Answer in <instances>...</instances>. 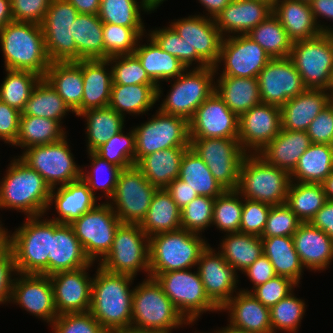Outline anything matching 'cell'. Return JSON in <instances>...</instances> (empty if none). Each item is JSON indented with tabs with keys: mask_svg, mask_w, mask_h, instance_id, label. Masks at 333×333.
Instances as JSON below:
<instances>
[{
	"mask_svg": "<svg viewBox=\"0 0 333 333\" xmlns=\"http://www.w3.org/2000/svg\"><path fill=\"white\" fill-rule=\"evenodd\" d=\"M96 271L89 312L109 333L131 327L134 288H129L135 277L110 273L99 265Z\"/></svg>",
	"mask_w": 333,
	"mask_h": 333,
	"instance_id": "1",
	"label": "cell"
},
{
	"mask_svg": "<svg viewBox=\"0 0 333 333\" xmlns=\"http://www.w3.org/2000/svg\"><path fill=\"white\" fill-rule=\"evenodd\" d=\"M8 166L0 181V209L18 210L27 217L45 215L51 187L20 158L15 157Z\"/></svg>",
	"mask_w": 333,
	"mask_h": 333,
	"instance_id": "2",
	"label": "cell"
},
{
	"mask_svg": "<svg viewBox=\"0 0 333 333\" xmlns=\"http://www.w3.org/2000/svg\"><path fill=\"white\" fill-rule=\"evenodd\" d=\"M4 66L9 70L31 71L44 78L50 60L45 49L42 26L12 21L0 30Z\"/></svg>",
	"mask_w": 333,
	"mask_h": 333,
	"instance_id": "3",
	"label": "cell"
},
{
	"mask_svg": "<svg viewBox=\"0 0 333 333\" xmlns=\"http://www.w3.org/2000/svg\"><path fill=\"white\" fill-rule=\"evenodd\" d=\"M208 245L200 234L182 228L149 237V277L196 267Z\"/></svg>",
	"mask_w": 333,
	"mask_h": 333,
	"instance_id": "4",
	"label": "cell"
},
{
	"mask_svg": "<svg viewBox=\"0 0 333 333\" xmlns=\"http://www.w3.org/2000/svg\"><path fill=\"white\" fill-rule=\"evenodd\" d=\"M146 277L133 291L131 327L152 333H171L172 329L188 325L157 280Z\"/></svg>",
	"mask_w": 333,
	"mask_h": 333,
	"instance_id": "5",
	"label": "cell"
},
{
	"mask_svg": "<svg viewBox=\"0 0 333 333\" xmlns=\"http://www.w3.org/2000/svg\"><path fill=\"white\" fill-rule=\"evenodd\" d=\"M290 183V174L285 170L268 164L258 154H246L236 190L245 199L275 206L285 203Z\"/></svg>",
	"mask_w": 333,
	"mask_h": 333,
	"instance_id": "6",
	"label": "cell"
},
{
	"mask_svg": "<svg viewBox=\"0 0 333 333\" xmlns=\"http://www.w3.org/2000/svg\"><path fill=\"white\" fill-rule=\"evenodd\" d=\"M9 247L17 273L48 275L51 220L42 219V215L27 217L21 227L16 228L12 235L9 234Z\"/></svg>",
	"mask_w": 333,
	"mask_h": 333,
	"instance_id": "7",
	"label": "cell"
},
{
	"mask_svg": "<svg viewBox=\"0 0 333 333\" xmlns=\"http://www.w3.org/2000/svg\"><path fill=\"white\" fill-rule=\"evenodd\" d=\"M188 70L173 79L174 84L159 110L189 122L197 108L214 93L216 70L212 66Z\"/></svg>",
	"mask_w": 333,
	"mask_h": 333,
	"instance_id": "8",
	"label": "cell"
},
{
	"mask_svg": "<svg viewBox=\"0 0 333 333\" xmlns=\"http://www.w3.org/2000/svg\"><path fill=\"white\" fill-rule=\"evenodd\" d=\"M289 58L307 89L329 90L333 70V34L292 43Z\"/></svg>",
	"mask_w": 333,
	"mask_h": 333,
	"instance_id": "9",
	"label": "cell"
},
{
	"mask_svg": "<svg viewBox=\"0 0 333 333\" xmlns=\"http://www.w3.org/2000/svg\"><path fill=\"white\" fill-rule=\"evenodd\" d=\"M155 279L189 325L195 323L201 313L220 311L206 295L198 270L169 271L158 274Z\"/></svg>",
	"mask_w": 333,
	"mask_h": 333,
	"instance_id": "10",
	"label": "cell"
},
{
	"mask_svg": "<svg viewBox=\"0 0 333 333\" xmlns=\"http://www.w3.org/2000/svg\"><path fill=\"white\" fill-rule=\"evenodd\" d=\"M107 272L135 277L144 270L149 277V237L139 224H121L112 248L98 263Z\"/></svg>",
	"mask_w": 333,
	"mask_h": 333,
	"instance_id": "11",
	"label": "cell"
},
{
	"mask_svg": "<svg viewBox=\"0 0 333 333\" xmlns=\"http://www.w3.org/2000/svg\"><path fill=\"white\" fill-rule=\"evenodd\" d=\"M21 155L18 157L36 170L51 189L81 178L82 169L74 162L67 135L60 141L25 149Z\"/></svg>",
	"mask_w": 333,
	"mask_h": 333,
	"instance_id": "12",
	"label": "cell"
},
{
	"mask_svg": "<svg viewBox=\"0 0 333 333\" xmlns=\"http://www.w3.org/2000/svg\"><path fill=\"white\" fill-rule=\"evenodd\" d=\"M133 128L135 164L144 156L171 147H190L189 122L182 117L161 112Z\"/></svg>",
	"mask_w": 333,
	"mask_h": 333,
	"instance_id": "13",
	"label": "cell"
},
{
	"mask_svg": "<svg viewBox=\"0 0 333 333\" xmlns=\"http://www.w3.org/2000/svg\"><path fill=\"white\" fill-rule=\"evenodd\" d=\"M122 224L109 201L75 219L70 225L92 263L101 262L112 248L114 236ZM98 259V260H97Z\"/></svg>",
	"mask_w": 333,
	"mask_h": 333,
	"instance_id": "14",
	"label": "cell"
},
{
	"mask_svg": "<svg viewBox=\"0 0 333 333\" xmlns=\"http://www.w3.org/2000/svg\"><path fill=\"white\" fill-rule=\"evenodd\" d=\"M157 189L134 165L120 171L109 204L123 224H140Z\"/></svg>",
	"mask_w": 333,
	"mask_h": 333,
	"instance_id": "15",
	"label": "cell"
},
{
	"mask_svg": "<svg viewBox=\"0 0 333 333\" xmlns=\"http://www.w3.org/2000/svg\"><path fill=\"white\" fill-rule=\"evenodd\" d=\"M190 147L226 190L237 189L240 165L247 154L238 139L190 138Z\"/></svg>",
	"mask_w": 333,
	"mask_h": 333,
	"instance_id": "16",
	"label": "cell"
},
{
	"mask_svg": "<svg viewBox=\"0 0 333 333\" xmlns=\"http://www.w3.org/2000/svg\"><path fill=\"white\" fill-rule=\"evenodd\" d=\"M170 26L185 39L188 45L189 68L195 62L194 68L215 67L219 55L223 36L215 25L213 18L208 16L191 15L183 19L174 20Z\"/></svg>",
	"mask_w": 333,
	"mask_h": 333,
	"instance_id": "17",
	"label": "cell"
},
{
	"mask_svg": "<svg viewBox=\"0 0 333 333\" xmlns=\"http://www.w3.org/2000/svg\"><path fill=\"white\" fill-rule=\"evenodd\" d=\"M67 0H51L41 23L45 49L50 62H76V44L72 37V23L78 15Z\"/></svg>",
	"mask_w": 333,
	"mask_h": 333,
	"instance_id": "18",
	"label": "cell"
},
{
	"mask_svg": "<svg viewBox=\"0 0 333 333\" xmlns=\"http://www.w3.org/2000/svg\"><path fill=\"white\" fill-rule=\"evenodd\" d=\"M272 58L255 41L246 35H230L223 38L216 66L224 63L220 76L257 78L260 71Z\"/></svg>",
	"mask_w": 333,
	"mask_h": 333,
	"instance_id": "19",
	"label": "cell"
},
{
	"mask_svg": "<svg viewBox=\"0 0 333 333\" xmlns=\"http://www.w3.org/2000/svg\"><path fill=\"white\" fill-rule=\"evenodd\" d=\"M257 79L261 102L280 108L307 89L289 57L271 59Z\"/></svg>",
	"mask_w": 333,
	"mask_h": 333,
	"instance_id": "20",
	"label": "cell"
},
{
	"mask_svg": "<svg viewBox=\"0 0 333 333\" xmlns=\"http://www.w3.org/2000/svg\"><path fill=\"white\" fill-rule=\"evenodd\" d=\"M281 129V108L261 102L239 116L238 140L247 154H258Z\"/></svg>",
	"mask_w": 333,
	"mask_h": 333,
	"instance_id": "21",
	"label": "cell"
},
{
	"mask_svg": "<svg viewBox=\"0 0 333 333\" xmlns=\"http://www.w3.org/2000/svg\"><path fill=\"white\" fill-rule=\"evenodd\" d=\"M238 125L239 117L214 91L189 121V137L238 139Z\"/></svg>",
	"mask_w": 333,
	"mask_h": 333,
	"instance_id": "22",
	"label": "cell"
},
{
	"mask_svg": "<svg viewBox=\"0 0 333 333\" xmlns=\"http://www.w3.org/2000/svg\"><path fill=\"white\" fill-rule=\"evenodd\" d=\"M19 275V276H18ZM12 284L10 302L21 306L48 324L57 318L53 286L48 275L16 273ZM21 276V277H20Z\"/></svg>",
	"mask_w": 333,
	"mask_h": 333,
	"instance_id": "23",
	"label": "cell"
},
{
	"mask_svg": "<svg viewBox=\"0 0 333 333\" xmlns=\"http://www.w3.org/2000/svg\"><path fill=\"white\" fill-rule=\"evenodd\" d=\"M91 266L60 271L49 276L58 315L89 312L93 278L87 275V271Z\"/></svg>",
	"mask_w": 333,
	"mask_h": 333,
	"instance_id": "24",
	"label": "cell"
},
{
	"mask_svg": "<svg viewBox=\"0 0 333 333\" xmlns=\"http://www.w3.org/2000/svg\"><path fill=\"white\" fill-rule=\"evenodd\" d=\"M210 245L202 252L197 263L204 290L209 299L221 309L233 296L239 282L237 272L222 254Z\"/></svg>",
	"mask_w": 333,
	"mask_h": 333,
	"instance_id": "25",
	"label": "cell"
},
{
	"mask_svg": "<svg viewBox=\"0 0 333 333\" xmlns=\"http://www.w3.org/2000/svg\"><path fill=\"white\" fill-rule=\"evenodd\" d=\"M70 224L51 220V253L48 254V276L60 271H73L93 265Z\"/></svg>",
	"mask_w": 333,
	"mask_h": 333,
	"instance_id": "26",
	"label": "cell"
},
{
	"mask_svg": "<svg viewBox=\"0 0 333 333\" xmlns=\"http://www.w3.org/2000/svg\"><path fill=\"white\" fill-rule=\"evenodd\" d=\"M272 12L273 6L266 0H232L214 21L223 38L246 35Z\"/></svg>",
	"mask_w": 333,
	"mask_h": 333,
	"instance_id": "27",
	"label": "cell"
},
{
	"mask_svg": "<svg viewBox=\"0 0 333 333\" xmlns=\"http://www.w3.org/2000/svg\"><path fill=\"white\" fill-rule=\"evenodd\" d=\"M303 267L324 271L333 259V239L310 222L301 223L292 236Z\"/></svg>",
	"mask_w": 333,
	"mask_h": 333,
	"instance_id": "28",
	"label": "cell"
},
{
	"mask_svg": "<svg viewBox=\"0 0 333 333\" xmlns=\"http://www.w3.org/2000/svg\"><path fill=\"white\" fill-rule=\"evenodd\" d=\"M55 189H57L55 191ZM97 198L89 186L82 178L70 182L64 186H57L51 190L50 200L47 210L51 208L53 202L58 217L50 220L61 224H71L75 219L79 218L84 213L94 209L98 204Z\"/></svg>",
	"mask_w": 333,
	"mask_h": 333,
	"instance_id": "29",
	"label": "cell"
},
{
	"mask_svg": "<svg viewBox=\"0 0 333 333\" xmlns=\"http://www.w3.org/2000/svg\"><path fill=\"white\" fill-rule=\"evenodd\" d=\"M230 314V325L251 333H272L270 308L263 305L251 292L239 290L220 309Z\"/></svg>",
	"mask_w": 333,
	"mask_h": 333,
	"instance_id": "30",
	"label": "cell"
},
{
	"mask_svg": "<svg viewBox=\"0 0 333 333\" xmlns=\"http://www.w3.org/2000/svg\"><path fill=\"white\" fill-rule=\"evenodd\" d=\"M75 63L82 69L83 76L81 113L108 106L113 84L112 70L108 68L109 60H80Z\"/></svg>",
	"mask_w": 333,
	"mask_h": 333,
	"instance_id": "31",
	"label": "cell"
},
{
	"mask_svg": "<svg viewBox=\"0 0 333 333\" xmlns=\"http://www.w3.org/2000/svg\"><path fill=\"white\" fill-rule=\"evenodd\" d=\"M329 104L328 90L306 89L281 107L282 129L307 131L310 123Z\"/></svg>",
	"mask_w": 333,
	"mask_h": 333,
	"instance_id": "32",
	"label": "cell"
},
{
	"mask_svg": "<svg viewBox=\"0 0 333 333\" xmlns=\"http://www.w3.org/2000/svg\"><path fill=\"white\" fill-rule=\"evenodd\" d=\"M311 145L306 131L281 129L279 134L259 153L268 164L276 166L291 174L300 157Z\"/></svg>",
	"mask_w": 333,
	"mask_h": 333,
	"instance_id": "33",
	"label": "cell"
},
{
	"mask_svg": "<svg viewBox=\"0 0 333 333\" xmlns=\"http://www.w3.org/2000/svg\"><path fill=\"white\" fill-rule=\"evenodd\" d=\"M147 38V42L150 43L141 45L139 40L133 54L139 59L148 76L158 85L157 100H159L161 94L163 95L160 81L170 82L187 68L175 56L162 50L151 37Z\"/></svg>",
	"mask_w": 333,
	"mask_h": 333,
	"instance_id": "34",
	"label": "cell"
},
{
	"mask_svg": "<svg viewBox=\"0 0 333 333\" xmlns=\"http://www.w3.org/2000/svg\"><path fill=\"white\" fill-rule=\"evenodd\" d=\"M285 28L292 42L320 35L309 3L299 0H281L273 5L272 12Z\"/></svg>",
	"mask_w": 333,
	"mask_h": 333,
	"instance_id": "35",
	"label": "cell"
},
{
	"mask_svg": "<svg viewBox=\"0 0 333 333\" xmlns=\"http://www.w3.org/2000/svg\"><path fill=\"white\" fill-rule=\"evenodd\" d=\"M44 79L53 87L76 116L81 114L82 69L75 62H52Z\"/></svg>",
	"mask_w": 333,
	"mask_h": 333,
	"instance_id": "36",
	"label": "cell"
},
{
	"mask_svg": "<svg viewBox=\"0 0 333 333\" xmlns=\"http://www.w3.org/2000/svg\"><path fill=\"white\" fill-rule=\"evenodd\" d=\"M189 147H171L142 157L135 166L158 189L166 188L179 177L180 164Z\"/></svg>",
	"mask_w": 333,
	"mask_h": 333,
	"instance_id": "37",
	"label": "cell"
},
{
	"mask_svg": "<svg viewBox=\"0 0 333 333\" xmlns=\"http://www.w3.org/2000/svg\"><path fill=\"white\" fill-rule=\"evenodd\" d=\"M216 93L238 117L261 103L257 78L218 76Z\"/></svg>",
	"mask_w": 333,
	"mask_h": 333,
	"instance_id": "38",
	"label": "cell"
},
{
	"mask_svg": "<svg viewBox=\"0 0 333 333\" xmlns=\"http://www.w3.org/2000/svg\"><path fill=\"white\" fill-rule=\"evenodd\" d=\"M76 61L104 59L103 22L95 14L79 13L72 23Z\"/></svg>",
	"mask_w": 333,
	"mask_h": 333,
	"instance_id": "39",
	"label": "cell"
},
{
	"mask_svg": "<svg viewBox=\"0 0 333 333\" xmlns=\"http://www.w3.org/2000/svg\"><path fill=\"white\" fill-rule=\"evenodd\" d=\"M157 84H112L109 107L121 116L145 114L157 100Z\"/></svg>",
	"mask_w": 333,
	"mask_h": 333,
	"instance_id": "40",
	"label": "cell"
},
{
	"mask_svg": "<svg viewBox=\"0 0 333 333\" xmlns=\"http://www.w3.org/2000/svg\"><path fill=\"white\" fill-rule=\"evenodd\" d=\"M166 188L157 189L145 218L139 224L148 237L181 228V212Z\"/></svg>",
	"mask_w": 333,
	"mask_h": 333,
	"instance_id": "41",
	"label": "cell"
},
{
	"mask_svg": "<svg viewBox=\"0 0 333 333\" xmlns=\"http://www.w3.org/2000/svg\"><path fill=\"white\" fill-rule=\"evenodd\" d=\"M332 172L333 145L311 143L290 178L295 182L322 184Z\"/></svg>",
	"mask_w": 333,
	"mask_h": 333,
	"instance_id": "42",
	"label": "cell"
},
{
	"mask_svg": "<svg viewBox=\"0 0 333 333\" xmlns=\"http://www.w3.org/2000/svg\"><path fill=\"white\" fill-rule=\"evenodd\" d=\"M263 254L273 265L275 274L292 279L297 284L303 273V266L300 262L294 241L289 236L261 237Z\"/></svg>",
	"mask_w": 333,
	"mask_h": 333,
	"instance_id": "43",
	"label": "cell"
},
{
	"mask_svg": "<svg viewBox=\"0 0 333 333\" xmlns=\"http://www.w3.org/2000/svg\"><path fill=\"white\" fill-rule=\"evenodd\" d=\"M78 116L86 117L87 152H95L125 127V117L109 106L88 109Z\"/></svg>",
	"mask_w": 333,
	"mask_h": 333,
	"instance_id": "44",
	"label": "cell"
},
{
	"mask_svg": "<svg viewBox=\"0 0 333 333\" xmlns=\"http://www.w3.org/2000/svg\"><path fill=\"white\" fill-rule=\"evenodd\" d=\"M220 243L219 252L226 262L235 270L243 273L256 259L263 254L260 236L241 232L225 234Z\"/></svg>",
	"mask_w": 333,
	"mask_h": 333,
	"instance_id": "45",
	"label": "cell"
},
{
	"mask_svg": "<svg viewBox=\"0 0 333 333\" xmlns=\"http://www.w3.org/2000/svg\"><path fill=\"white\" fill-rule=\"evenodd\" d=\"M178 178L188 183V186L201 196L216 198L226 190L191 147L182 157Z\"/></svg>",
	"mask_w": 333,
	"mask_h": 333,
	"instance_id": "46",
	"label": "cell"
},
{
	"mask_svg": "<svg viewBox=\"0 0 333 333\" xmlns=\"http://www.w3.org/2000/svg\"><path fill=\"white\" fill-rule=\"evenodd\" d=\"M65 136L64 128L56 120L21 115L17 139L13 146H19L25 150L33 146L60 141Z\"/></svg>",
	"mask_w": 333,
	"mask_h": 333,
	"instance_id": "47",
	"label": "cell"
},
{
	"mask_svg": "<svg viewBox=\"0 0 333 333\" xmlns=\"http://www.w3.org/2000/svg\"><path fill=\"white\" fill-rule=\"evenodd\" d=\"M68 112L74 113L53 87L42 78L34 87L21 115L52 119L62 125L61 120Z\"/></svg>",
	"mask_w": 333,
	"mask_h": 333,
	"instance_id": "48",
	"label": "cell"
},
{
	"mask_svg": "<svg viewBox=\"0 0 333 333\" xmlns=\"http://www.w3.org/2000/svg\"><path fill=\"white\" fill-rule=\"evenodd\" d=\"M326 201L322 184L291 181L285 204L305 223L314 218Z\"/></svg>",
	"mask_w": 333,
	"mask_h": 333,
	"instance_id": "49",
	"label": "cell"
},
{
	"mask_svg": "<svg viewBox=\"0 0 333 333\" xmlns=\"http://www.w3.org/2000/svg\"><path fill=\"white\" fill-rule=\"evenodd\" d=\"M273 58L289 57L292 41L278 18L272 13L247 34Z\"/></svg>",
	"mask_w": 333,
	"mask_h": 333,
	"instance_id": "50",
	"label": "cell"
},
{
	"mask_svg": "<svg viewBox=\"0 0 333 333\" xmlns=\"http://www.w3.org/2000/svg\"><path fill=\"white\" fill-rule=\"evenodd\" d=\"M5 71L7 75L0 86V100L22 112L34 87L42 77L31 71L9 69Z\"/></svg>",
	"mask_w": 333,
	"mask_h": 333,
	"instance_id": "51",
	"label": "cell"
},
{
	"mask_svg": "<svg viewBox=\"0 0 333 333\" xmlns=\"http://www.w3.org/2000/svg\"><path fill=\"white\" fill-rule=\"evenodd\" d=\"M144 27H126L103 23L104 59L112 56L133 54L139 40L144 36Z\"/></svg>",
	"mask_w": 333,
	"mask_h": 333,
	"instance_id": "52",
	"label": "cell"
},
{
	"mask_svg": "<svg viewBox=\"0 0 333 333\" xmlns=\"http://www.w3.org/2000/svg\"><path fill=\"white\" fill-rule=\"evenodd\" d=\"M242 210L243 197L240 193L237 190H225L214 200L212 225L226 234L239 232Z\"/></svg>",
	"mask_w": 333,
	"mask_h": 333,
	"instance_id": "53",
	"label": "cell"
},
{
	"mask_svg": "<svg viewBox=\"0 0 333 333\" xmlns=\"http://www.w3.org/2000/svg\"><path fill=\"white\" fill-rule=\"evenodd\" d=\"M138 3L137 0H101L98 17L103 23L126 27H144L141 10L148 11L141 0L140 4Z\"/></svg>",
	"mask_w": 333,
	"mask_h": 333,
	"instance_id": "54",
	"label": "cell"
},
{
	"mask_svg": "<svg viewBox=\"0 0 333 333\" xmlns=\"http://www.w3.org/2000/svg\"><path fill=\"white\" fill-rule=\"evenodd\" d=\"M291 292L287 297L281 299L270 308V322L272 333L282 330L296 333L305 314L304 300L295 297ZM276 331V332H275Z\"/></svg>",
	"mask_w": 333,
	"mask_h": 333,
	"instance_id": "55",
	"label": "cell"
},
{
	"mask_svg": "<svg viewBox=\"0 0 333 333\" xmlns=\"http://www.w3.org/2000/svg\"><path fill=\"white\" fill-rule=\"evenodd\" d=\"M88 155L90 156V167L92 170H90V172L86 171L85 173L83 171L84 169H82L81 178L89 186V189L94 195L96 194L94 191L101 189L104 195L106 194L105 197L111 199L115 191L118 175L122 169L115 164L102 159L95 152H88ZM105 173L106 177L103 176Z\"/></svg>",
	"mask_w": 333,
	"mask_h": 333,
	"instance_id": "56",
	"label": "cell"
},
{
	"mask_svg": "<svg viewBox=\"0 0 333 333\" xmlns=\"http://www.w3.org/2000/svg\"><path fill=\"white\" fill-rule=\"evenodd\" d=\"M135 144L134 130L126 134L122 130L99 147L95 153L121 169H127L135 165Z\"/></svg>",
	"mask_w": 333,
	"mask_h": 333,
	"instance_id": "57",
	"label": "cell"
},
{
	"mask_svg": "<svg viewBox=\"0 0 333 333\" xmlns=\"http://www.w3.org/2000/svg\"><path fill=\"white\" fill-rule=\"evenodd\" d=\"M108 60L112 70L113 84H156L134 54L112 56Z\"/></svg>",
	"mask_w": 333,
	"mask_h": 333,
	"instance_id": "58",
	"label": "cell"
},
{
	"mask_svg": "<svg viewBox=\"0 0 333 333\" xmlns=\"http://www.w3.org/2000/svg\"><path fill=\"white\" fill-rule=\"evenodd\" d=\"M214 200L215 198L198 195L184 206L180 210L181 228L197 234L204 232L212 225Z\"/></svg>",
	"mask_w": 333,
	"mask_h": 333,
	"instance_id": "59",
	"label": "cell"
},
{
	"mask_svg": "<svg viewBox=\"0 0 333 333\" xmlns=\"http://www.w3.org/2000/svg\"><path fill=\"white\" fill-rule=\"evenodd\" d=\"M301 223L297 215L285 203L271 206L267 223L260 237H292Z\"/></svg>",
	"mask_w": 333,
	"mask_h": 333,
	"instance_id": "60",
	"label": "cell"
},
{
	"mask_svg": "<svg viewBox=\"0 0 333 333\" xmlns=\"http://www.w3.org/2000/svg\"><path fill=\"white\" fill-rule=\"evenodd\" d=\"M51 327L54 333H109L90 312L58 315Z\"/></svg>",
	"mask_w": 333,
	"mask_h": 333,
	"instance_id": "61",
	"label": "cell"
},
{
	"mask_svg": "<svg viewBox=\"0 0 333 333\" xmlns=\"http://www.w3.org/2000/svg\"><path fill=\"white\" fill-rule=\"evenodd\" d=\"M296 286H298V284L292 279L276 275L266 283L258 285L253 290L241 289V291L251 292L263 305L271 308L281 299L293 292Z\"/></svg>",
	"mask_w": 333,
	"mask_h": 333,
	"instance_id": "62",
	"label": "cell"
},
{
	"mask_svg": "<svg viewBox=\"0 0 333 333\" xmlns=\"http://www.w3.org/2000/svg\"><path fill=\"white\" fill-rule=\"evenodd\" d=\"M239 232L261 236L267 223L271 205L243 198Z\"/></svg>",
	"mask_w": 333,
	"mask_h": 333,
	"instance_id": "63",
	"label": "cell"
},
{
	"mask_svg": "<svg viewBox=\"0 0 333 333\" xmlns=\"http://www.w3.org/2000/svg\"><path fill=\"white\" fill-rule=\"evenodd\" d=\"M159 47L179 59L187 69H189L188 45L185 39L169 25V27L159 28L150 31L148 34Z\"/></svg>",
	"mask_w": 333,
	"mask_h": 333,
	"instance_id": "64",
	"label": "cell"
},
{
	"mask_svg": "<svg viewBox=\"0 0 333 333\" xmlns=\"http://www.w3.org/2000/svg\"><path fill=\"white\" fill-rule=\"evenodd\" d=\"M13 21L40 24L43 22L51 0H10Z\"/></svg>",
	"mask_w": 333,
	"mask_h": 333,
	"instance_id": "65",
	"label": "cell"
},
{
	"mask_svg": "<svg viewBox=\"0 0 333 333\" xmlns=\"http://www.w3.org/2000/svg\"><path fill=\"white\" fill-rule=\"evenodd\" d=\"M306 132L311 143L333 145V106L331 104L318 114Z\"/></svg>",
	"mask_w": 333,
	"mask_h": 333,
	"instance_id": "66",
	"label": "cell"
},
{
	"mask_svg": "<svg viewBox=\"0 0 333 333\" xmlns=\"http://www.w3.org/2000/svg\"><path fill=\"white\" fill-rule=\"evenodd\" d=\"M20 116L19 110L0 100V140L11 146L17 139Z\"/></svg>",
	"mask_w": 333,
	"mask_h": 333,
	"instance_id": "67",
	"label": "cell"
},
{
	"mask_svg": "<svg viewBox=\"0 0 333 333\" xmlns=\"http://www.w3.org/2000/svg\"><path fill=\"white\" fill-rule=\"evenodd\" d=\"M17 273L13 252L8 247L0 253V304L10 303L13 275Z\"/></svg>",
	"mask_w": 333,
	"mask_h": 333,
	"instance_id": "68",
	"label": "cell"
},
{
	"mask_svg": "<svg viewBox=\"0 0 333 333\" xmlns=\"http://www.w3.org/2000/svg\"><path fill=\"white\" fill-rule=\"evenodd\" d=\"M248 276L250 282L254 285L252 289L258 285L264 284L276 276L273 265L270 260L262 254L256 259L246 270L243 271Z\"/></svg>",
	"mask_w": 333,
	"mask_h": 333,
	"instance_id": "69",
	"label": "cell"
},
{
	"mask_svg": "<svg viewBox=\"0 0 333 333\" xmlns=\"http://www.w3.org/2000/svg\"><path fill=\"white\" fill-rule=\"evenodd\" d=\"M166 190L170 193L172 200L177 204V206L182 209L193 199H195L198 194L195 190H192L188 183L183 180L176 178L167 187Z\"/></svg>",
	"mask_w": 333,
	"mask_h": 333,
	"instance_id": "70",
	"label": "cell"
},
{
	"mask_svg": "<svg viewBox=\"0 0 333 333\" xmlns=\"http://www.w3.org/2000/svg\"><path fill=\"white\" fill-rule=\"evenodd\" d=\"M310 223L333 239V201L327 200Z\"/></svg>",
	"mask_w": 333,
	"mask_h": 333,
	"instance_id": "71",
	"label": "cell"
},
{
	"mask_svg": "<svg viewBox=\"0 0 333 333\" xmlns=\"http://www.w3.org/2000/svg\"><path fill=\"white\" fill-rule=\"evenodd\" d=\"M312 14L322 33L333 34V28L319 24L318 17H323L333 21V0H312L310 3Z\"/></svg>",
	"mask_w": 333,
	"mask_h": 333,
	"instance_id": "72",
	"label": "cell"
},
{
	"mask_svg": "<svg viewBox=\"0 0 333 333\" xmlns=\"http://www.w3.org/2000/svg\"><path fill=\"white\" fill-rule=\"evenodd\" d=\"M78 13L98 15L101 0H67Z\"/></svg>",
	"mask_w": 333,
	"mask_h": 333,
	"instance_id": "73",
	"label": "cell"
},
{
	"mask_svg": "<svg viewBox=\"0 0 333 333\" xmlns=\"http://www.w3.org/2000/svg\"><path fill=\"white\" fill-rule=\"evenodd\" d=\"M232 0H199L210 18H215ZM210 14V15H209Z\"/></svg>",
	"mask_w": 333,
	"mask_h": 333,
	"instance_id": "74",
	"label": "cell"
},
{
	"mask_svg": "<svg viewBox=\"0 0 333 333\" xmlns=\"http://www.w3.org/2000/svg\"><path fill=\"white\" fill-rule=\"evenodd\" d=\"M13 21L10 0H0V30Z\"/></svg>",
	"mask_w": 333,
	"mask_h": 333,
	"instance_id": "75",
	"label": "cell"
},
{
	"mask_svg": "<svg viewBox=\"0 0 333 333\" xmlns=\"http://www.w3.org/2000/svg\"><path fill=\"white\" fill-rule=\"evenodd\" d=\"M327 200L333 201V172L322 183Z\"/></svg>",
	"mask_w": 333,
	"mask_h": 333,
	"instance_id": "76",
	"label": "cell"
},
{
	"mask_svg": "<svg viewBox=\"0 0 333 333\" xmlns=\"http://www.w3.org/2000/svg\"><path fill=\"white\" fill-rule=\"evenodd\" d=\"M1 223V221H0ZM2 223L0 224V253L6 250L9 247V232L8 229L2 227ZM6 229V230H5Z\"/></svg>",
	"mask_w": 333,
	"mask_h": 333,
	"instance_id": "77",
	"label": "cell"
},
{
	"mask_svg": "<svg viewBox=\"0 0 333 333\" xmlns=\"http://www.w3.org/2000/svg\"><path fill=\"white\" fill-rule=\"evenodd\" d=\"M141 1L145 9H147V11L151 13L152 11L157 9V7H159V5H161L165 0H141Z\"/></svg>",
	"mask_w": 333,
	"mask_h": 333,
	"instance_id": "78",
	"label": "cell"
},
{
	"mask_svg": "<svg viewBox=\"0 0 333 333\" xmlns=\"http://www.w3.org/2000/svg\"><path fill=\"white\" fill-rule=\"evenodd\" d=\"M214 332L215 333H251V332H248V331H244V330L234 328L230 324H228V326L222 328V330L221 329L216 330V331L214 330Z\"/></svg>",
	"mask_w": 333,
	"mask_h": 333,
	"instance_id": "79",
	"label": "cell"
},
{
	"mask_svg": "<svg viewBox=\"0 0 333 333\" xmlns=\"http://www.w3.org/2000/svg\"><path fill=\"white\" fill-rule=\"evenodd\" d=\"M111 333H152V332L129 327V328L119 329Z\"/></svg>",
	"mask_w": 333,
	"mask_h": 333,
	"instance_id": "80",
	"label": "cell"
}]
</instances>
